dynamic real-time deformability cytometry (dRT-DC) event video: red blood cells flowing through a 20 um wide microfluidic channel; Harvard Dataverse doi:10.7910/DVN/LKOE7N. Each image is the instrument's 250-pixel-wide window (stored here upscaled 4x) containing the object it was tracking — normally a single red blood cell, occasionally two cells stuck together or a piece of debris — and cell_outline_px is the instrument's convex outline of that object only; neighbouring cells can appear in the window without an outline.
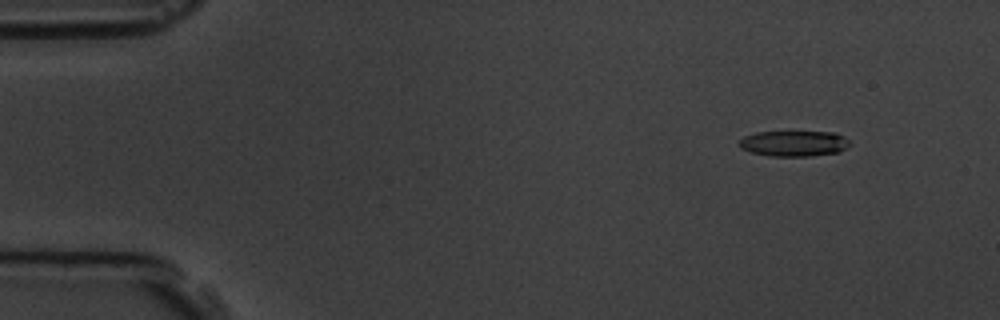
{"species": "common noctule bat (a hibernating species)", "species_latin": "Nyctalus noctula", "temperature_condition": "room temperature", "stored_images_in_passage": 5, "camera_frame_rate_fps": 3000, "um_per_image_px": 0.085, "animal": {"sex": "male", "body_mass_g": 19.5, "forearm_length_mm": 54.6}, "frame": {"image": 1, "passage_image": 2, "time_ms": 1.333, "image_size_px": [1000, 320], "cell_outline_px": [[848, 144], [840, 152], [808, 156], [768, 156], [752, 152], [740, 148], [736, 144], [744, 136], [756, 132], [836, 132], [844, 136], [848, 140]], "centroid_in_image_um": [67.44, 12.19], "position_along_channel_um": 17.6, "area_um2": 16.53}}
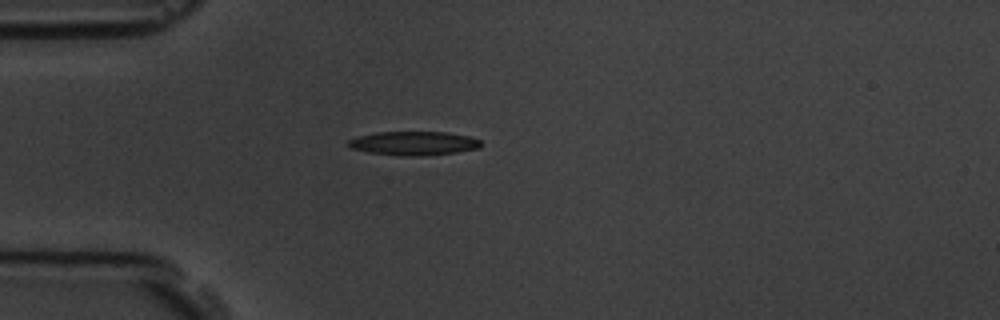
{"frame": {"image": 2, "passage_image": 5, "time_ms": 4.667, "image_size_px": [1000, 320], "cell_outline_px": [[480, 148], [456, 152], [420, 156], [400, 156], [368, 152], [352, 148], [348, 144], [348, 140], [356, 136], [376, 132], [444, 132], [468, 136], [480, 140]], "centroid_in_image_um": [35.14, 12.18], "position_along_channel_um": 49.9, "area_um2": 18.38}}